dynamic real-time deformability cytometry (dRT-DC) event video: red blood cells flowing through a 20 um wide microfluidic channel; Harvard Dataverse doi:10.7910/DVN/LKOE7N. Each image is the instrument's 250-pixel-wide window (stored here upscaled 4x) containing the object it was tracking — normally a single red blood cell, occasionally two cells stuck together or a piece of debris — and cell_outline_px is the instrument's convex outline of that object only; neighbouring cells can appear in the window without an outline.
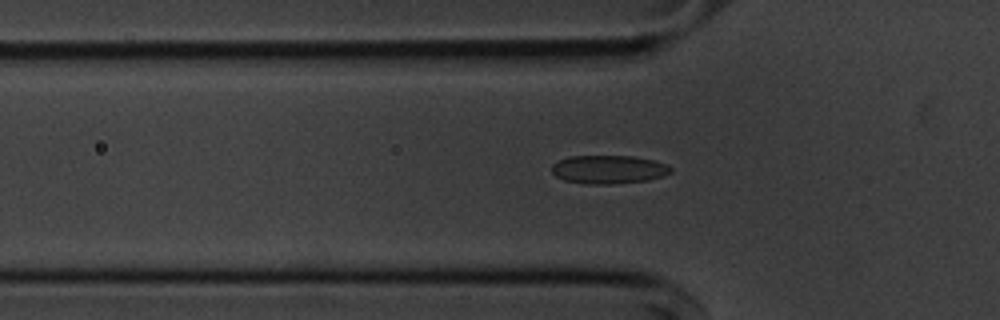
{"species": "common noctule bat (a hibernating species)", "species_latin": "Nyctalus noctula", "temperature_condition": "cold", "stored_images_in_passage": 51, "camera_frame_rate_fps": 3000, "um_per_image_px": 0.085, "animal": {"sex": "male", "body_mass_g": 20.1, "forearm_length_mm": 53.5}, "frame": {"image": 1, "passage_image": 17, "time_ms": 5.333, "image_size_px": [1000, 320], "cell_outline_px": [[672, 172], [664, 176], [648, 180], [612, 184], [584, 184], [564, 180], [556, 176], [552, 172], [552, 164], [568, 156], [632, 156], [656, 160], [668, 164], [672, 168]], "centroid_in_image_um": [51.77, 14.4], "position_along_channel_um": 74.0, "area_um2": 19.94}}
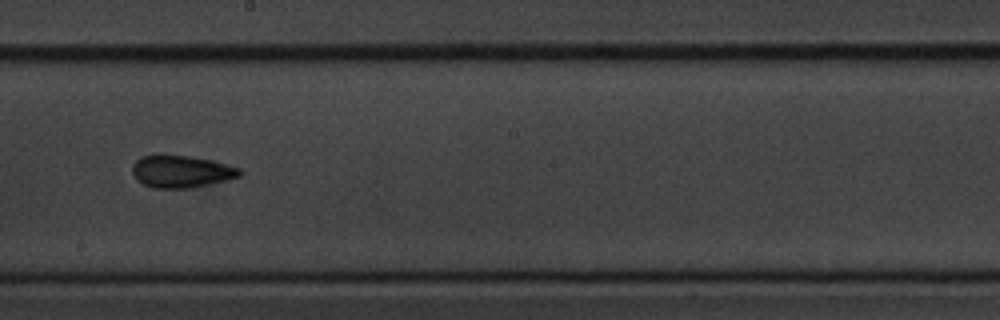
{"frame": {"image": 2, "passage_image": 30, "time_ms": 9.667, "image_size_px": [1000, 320], "cell_outline_px": [[244, 172], [240, 176], [228, 180], [188, 188], [152, 188], [136, 180], [132, 172], [132, 164], [140, 156], [156, 152], [160, 152], [188, 156], [212, 160], [240, 168]], "centroid_in_image_um": [15.36, 14.54], "position_along_channel_um": 232.8, "area_um2": 20.81}}
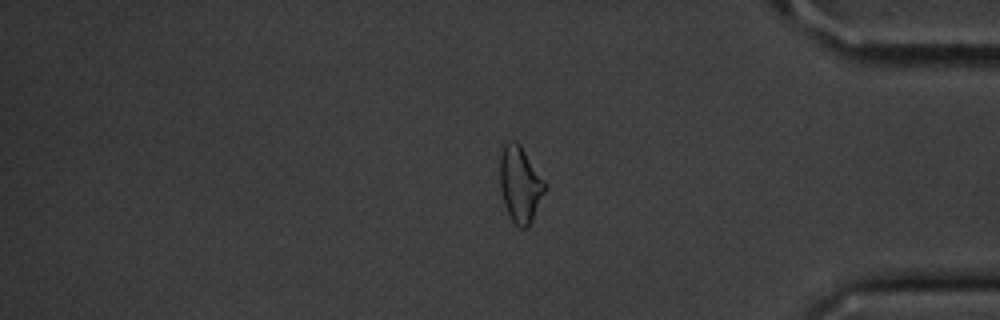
{"frame": {"image": 3, "passage_image": 45, "time_ms": 14.667, "image_size_px": [1000, 320], "cell_outline_px": [[548, 188], [528, 228], [520, 228], [512, 220], [504, 204], [500, 188], [500, 144], [508, 140], [516, 140], [520, 144]], "centroid_in_image_um": [44.19, 15.63], "position_along_channel_um": 391.0, "area_um2": 20.11}}